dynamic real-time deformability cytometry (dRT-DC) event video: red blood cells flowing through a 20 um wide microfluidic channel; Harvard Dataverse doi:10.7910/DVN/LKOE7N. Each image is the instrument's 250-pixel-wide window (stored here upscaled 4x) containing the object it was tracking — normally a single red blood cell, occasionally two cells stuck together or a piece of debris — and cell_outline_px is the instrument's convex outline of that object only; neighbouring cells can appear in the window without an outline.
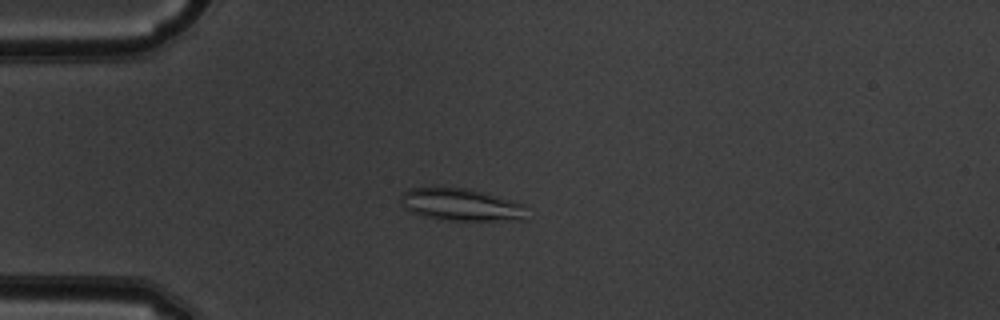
{"species": "common noctule bat (a hibernating species)", "species_latin": "Nyctalus noctula", "temperature_condition": "warm", "stored_images_in_passage": 46, "camera_frame_rate_fps": 3000, "um_per_image_px": 0.085, "animal": {"sex": "male", "body_mass_g": 19.5, "forearm_length_mm": 54.6}, "frame": {"image": 1, "passage_image": 9, "time_ms": 2.667, "image_size_px": [1000, 320], "cell_outline_px": [[528, 220], [452, 220], [424, 216], [412, 212], [404, 208], [400, 204], [400, 196], [408, 188], [468, 188], [524, 204]], "centroid_in_image_um": [39.19, 17.4], "position_along_channel_um": 45.8, "area_um2": 23.52}}
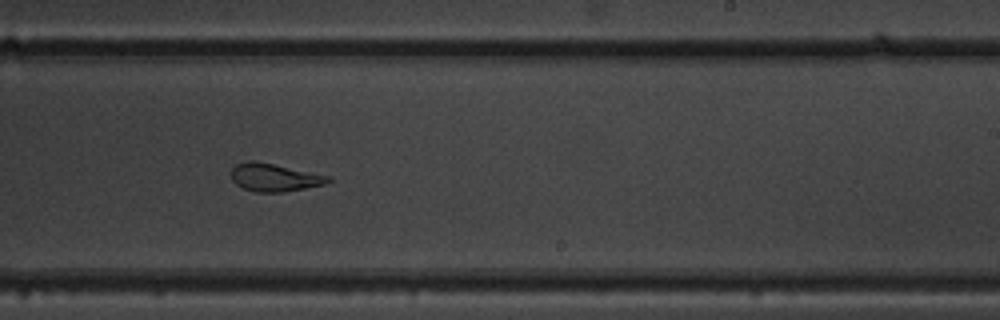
{"frame": {"image": 2, "passage_image": 27, "time_ms": 8.667, "image_size_px": [1000, 320], "cell_outline_px": [[332, 180], [324, 184], [284, 192], [256, 192], [244, 188], [236, 184], [232, 180], [228, 172], [236, 164], [248, 160], [252, 160], [332, 176]], "centroid_in_image_um": [23.29, 15.08], "position_along_channel_um": 265.7, "area_um2": 15.78}}
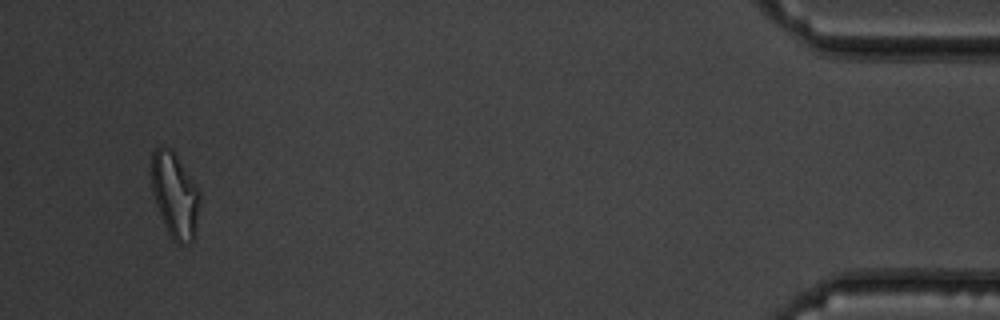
{"frame": {"image": 3, "passage_image": 44, "time_ms": 14.333, "image_size_px": [1000, 320], "cell_outline_px": [[200, 200], [196, 232], [192, 240], [188, 244], [180, 244], [172, 240], [160, 216], [152, 192], [152, 152], [160, 144], [172, 148], [196, 184], [200, 192]], "centroid_in_image_um": [14.87, 16.57], "position_along_channel_um": 420.3, "area_um2": 24.28}, "authors_computed_cell_mechanics": {"area_um2": 18.7272, "velocity_mm_per_s": 4.0084, "shape_relaxation_time_tau1_ms": 8.7644, "shape_relaxation_time_tau2_ms": 1.6308, "deformation_change_tau1": 0.233, "deformation_change_tau2": 0.0715}}